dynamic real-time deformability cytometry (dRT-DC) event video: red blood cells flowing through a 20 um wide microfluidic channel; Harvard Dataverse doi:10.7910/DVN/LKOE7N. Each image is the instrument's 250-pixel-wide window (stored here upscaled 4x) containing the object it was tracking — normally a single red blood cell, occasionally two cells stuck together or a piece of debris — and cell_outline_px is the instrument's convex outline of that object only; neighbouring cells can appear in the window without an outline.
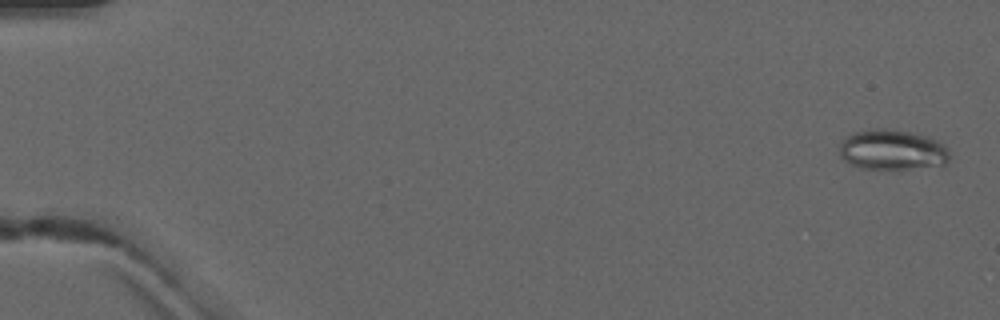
{"species": "common noctule bat (a hibernating species)", "species_latin": "Nyctalus noctula", "temperature_condition": "warm", "stored_images_in_passage": 4, "camera_frame_rate_fps": 3000, "um_per_image_px": 0.085, "animal": {"sex": "male", "forearm_length_mm": 52.5}, "frame": {"image": 1, "passage_image": 1, "time_ms": 0.0, "image_size_px": [1000, 320], "cell_outline_px": [[948, 160], [944, 164], [896, 172], [860, 168], [844, 160], [840, 156], [840, 144], [844, 136], [856, 132], [876, 128], [884, 128], [908, 132], [924, 136], [936, 140], [944, 144], [948, 148]], "centroid_in_image_um": [75.82, 12.78], "position_along_channel_um": 9.2, "area_um2": 26.41}}